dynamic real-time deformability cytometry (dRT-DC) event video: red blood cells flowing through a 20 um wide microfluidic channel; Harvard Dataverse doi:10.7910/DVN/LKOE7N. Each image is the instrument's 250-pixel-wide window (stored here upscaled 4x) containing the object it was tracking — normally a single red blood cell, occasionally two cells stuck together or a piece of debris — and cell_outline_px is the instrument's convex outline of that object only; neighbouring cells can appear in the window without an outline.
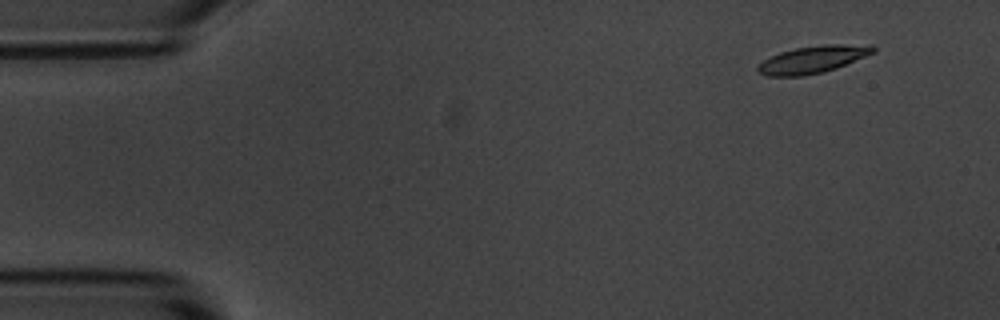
{"species": "common noctule bat (a hibernating species)", "species_latin": "Nyctalus noctula", "temperature_condition": "room temperature", "stored_images_in_passage": 5, "camera_frame_rate_fps": 3000, "um_per_image_px": 0.085, "animal": {"sex": "male", "body_mass_g": 20.1, "forearm_length_mm": 53.5}, "frame": {"image": 1, "passage_image": 2, "time_ms": 1.333, "image_size_px": [1000, 320], "cell_outline_px": [[876, 52], [836, 68], [824, 72], [804, 76], [768, 76], [756, 72], [756, 64], [780, 52], [796, 48], [820, 44], [872, 44], [876, 48]], "centroid_in_image_um": [69.1, 5.05], "position_along_channel_um": 15.9, "area_um2": 18.61}}
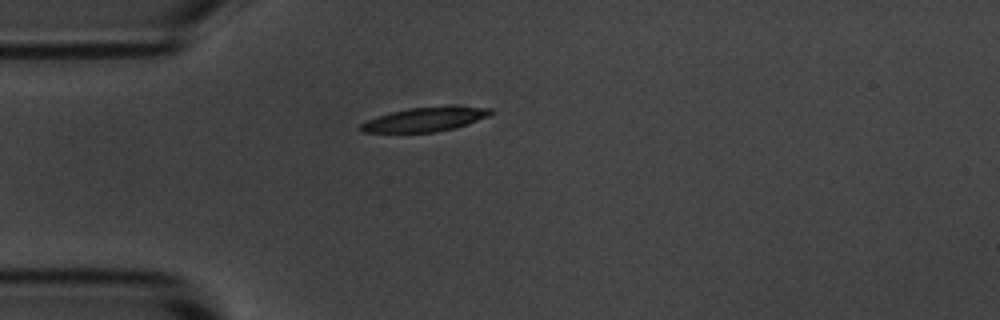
{"frame": {"image": 2, "passage_image": 5, "time_ms": 4.667, "image_size_px": [1000, 320], "cell_outline_px": [[492, 112], [488, 116], [452, 128], [436, 132], [360, 132], [356, 128], [360, 124], [368, 120], [392, 112], [408, 108], [492, 108]], "centroid_in_image_um": [35.98, 10.19], "position_along_channel_um": 49.0, "area_um2": 17.22}}